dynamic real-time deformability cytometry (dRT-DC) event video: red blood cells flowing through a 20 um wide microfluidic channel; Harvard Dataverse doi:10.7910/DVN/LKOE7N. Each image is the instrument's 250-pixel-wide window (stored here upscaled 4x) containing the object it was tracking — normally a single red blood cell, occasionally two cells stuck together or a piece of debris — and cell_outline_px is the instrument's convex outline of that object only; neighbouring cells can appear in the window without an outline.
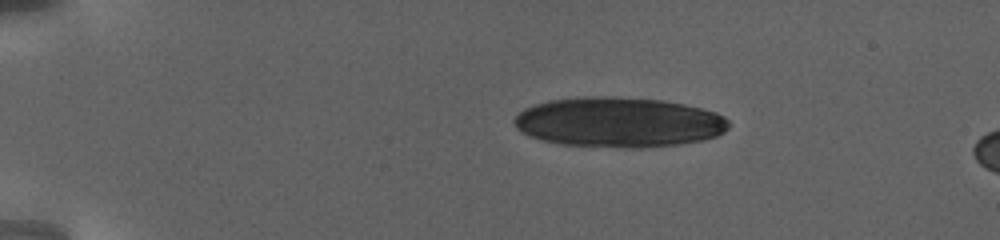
{"species": "human", "species_latin": "Homo sapiens", "temperature_condition": "warm", "stored_images_in_passage": 24, "camera_frame_rate_fps": 3000, "um_per_image_px": 0.085, "donor": {"sex": "female"}, "frame": {"image": 1, "passage_image": 1, "time_ms": 0.0, "image_size_px": [1000, 240], "cell_outline_px": [[728, 128], [724, 132], [716, 136], [700, 140], [680, 144], [640, 148], [624, 148], [560, 144], [544, 140], [532, 136], [516, 128], [512, 120], [524, 108], [536, 104], [552, 100], [584, 96], [608, 96], [660, 100], [684, 104], [716, 112], [724, 116], [728, 120]], "centroid_in_image_um": [52.6, 10.39], "position_along_channel_um": 32.4, "area_um2": 62.37}}